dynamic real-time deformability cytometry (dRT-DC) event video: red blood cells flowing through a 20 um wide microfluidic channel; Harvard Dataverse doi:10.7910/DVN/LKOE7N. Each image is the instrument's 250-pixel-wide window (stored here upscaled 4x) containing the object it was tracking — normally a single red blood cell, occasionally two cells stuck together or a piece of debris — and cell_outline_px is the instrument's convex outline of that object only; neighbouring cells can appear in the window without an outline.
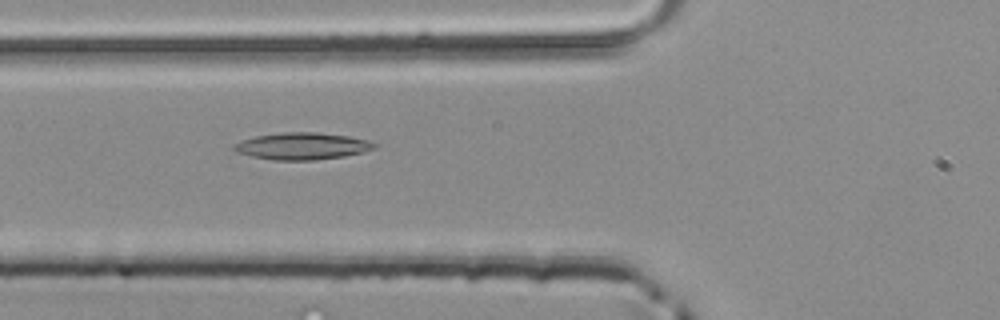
{"species": "common noctule bat (a hibernating species)", "species_latin": "Nyctalus noctula", "temperature_condition": "room temperature", "stored_images_in_passage": 41, "camera_frame_rate_fps": 3000, "um_per_image_px": 0.085, "animal": {"sex": "male", "body_mass_g": 20.4}, "frame": {"image": 1, "passage_image": 10, "time_ms": 3.0, "image_size_px": [1000, 320], "cell_outline_px": [[376, 148], [364, 152], [344, 156], [312, 160], [272, 160], [252, 156], [236, 152], [232, 148], [232, 144], [240, 140], [256, 136], [284, 132], [316, 132], [348, 136], [368, 140], [376, 144]], "centroid_in_image_um": [25.66, 12.42], "position_along_channel_um": 100.1, "area_um2": 22.08}}
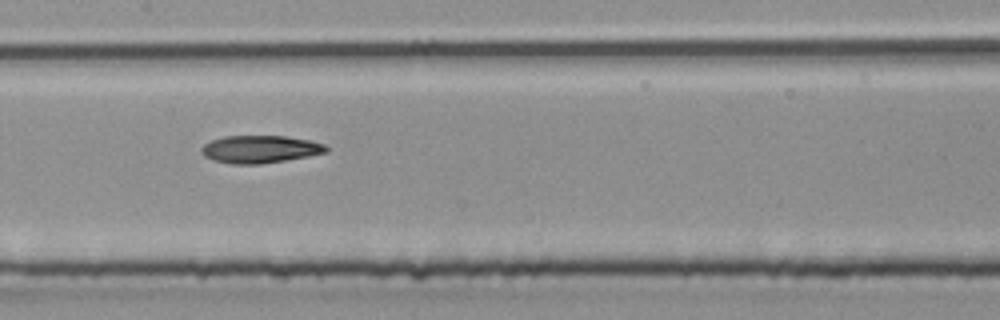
{"frame": {"image": 2, "passage_image": 16, "time_ms": 5.0, "image_size_px": [1000, 320], "cell_outline_px": [[328, 152], [308, 156], [260, 164], [232, 164], [216, 160], [204, 156], [200, 152], [200, 148], [204, 144], [212, 140], [224, 136], [284, 136], [308, 140], [324, 144], [328, 148]], "centroid_in_image_um": [22.09, 12.68], "position_along_channel_um": 185.3, "area_um2": 19.88}}
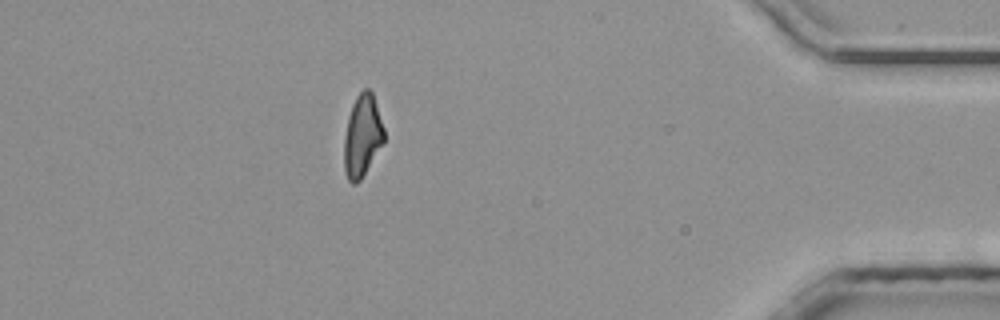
{"frame": {"image": 3, "passage_image": 35, "time_ms": 11.333, "image_size_px": [1000, 320], "cell_outline_px": [[384, 144], [360, 180], [356, 184], [352, 184], [348, 180], [344, 168], [344, 136], [348, 116], [352, 104], [356, 96], [364, 88], [368, 88], [372, 92], [384, 128]], "centroid_in_image_um": [30.79, 11.55], "position_along_channel_um": 404.4, "area_um2": 19.25}}